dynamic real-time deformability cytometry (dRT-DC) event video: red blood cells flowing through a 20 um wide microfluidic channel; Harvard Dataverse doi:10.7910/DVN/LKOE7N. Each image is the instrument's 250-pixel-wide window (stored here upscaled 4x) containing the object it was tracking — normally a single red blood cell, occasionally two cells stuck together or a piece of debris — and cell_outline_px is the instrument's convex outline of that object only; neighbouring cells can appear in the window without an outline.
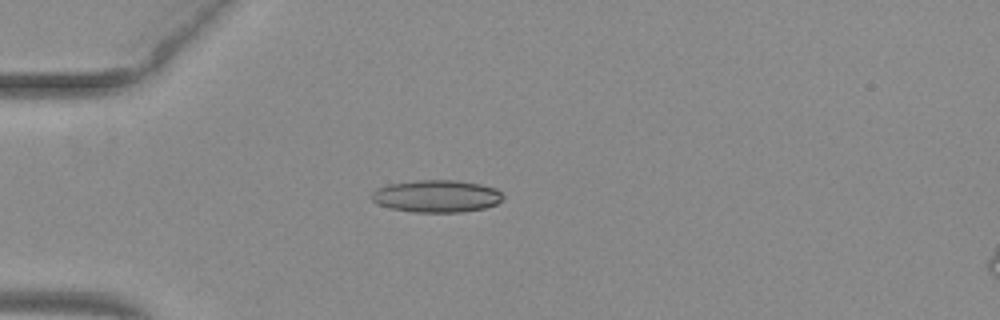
{"species": "common noctule bat (a hibernating species)", "species_latin": "Nyctalus noctula", "temperature_condition": "warm", "stored_images_in_passage": 54, "camera_frame_rate_fps": 3000, "um_per_image_px": 0.085, "animal": {"sex": "female", "body_mass_g": 29.2, "forearm_length_mm": 56.3}, "frame": {"image": 1, "passage_image": 16, "time_ms": 5.0, "image_size_px": [1000, 320], "cell_outline_px": [[504, 200], [496, 204], [484, 208], [464, 212], [416, 212], [392, 208], [376, 204], [368, 196], [376, 188], [388, 184], [416, 180], [460, 180], [480, 184], [496, 188], [504, 196]], "centroid_in_image_um": [37.1, 16.66], "position_along_channel_um": 47.9, "area_um2": 25.03}}
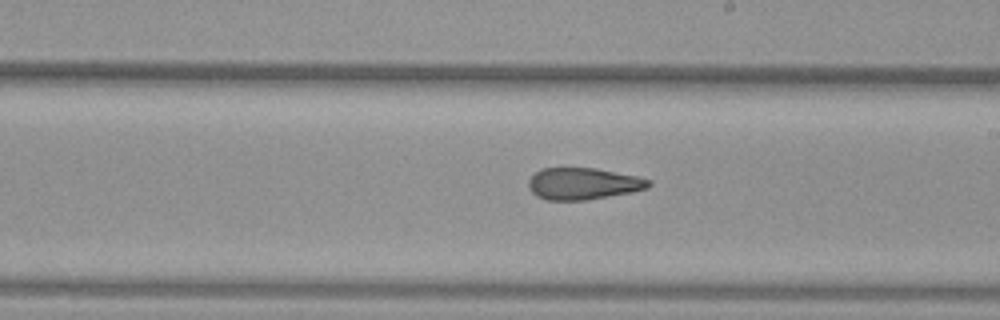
{"frame": {"image": 2, "passage_image": 32, "time_ms": 10.333, "image_size_px": [1000, 320], "cell_outline_px": [[652, 184], [648, 188], [632, 192], [584, 200], [548, 200], [536, 196], [528, 188], [528, 180], [540, 168], [596, 168], [636, 176], [652, 180]], "centroid_in_image_um": [49.56, 15.61], "position_along_channel_um": 239.4, "area_um2": 22.25}}
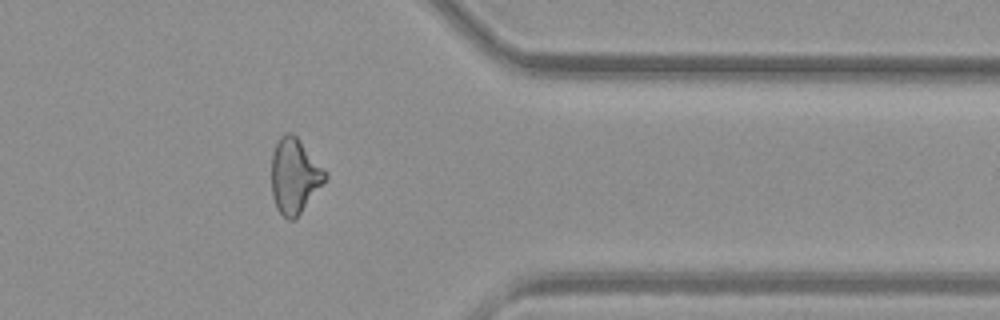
{"frame": {"image": 3, "passage_image": 44, "time_ms": 14.333, "image_size_px": [1000, 320], "cell_outline_px": [[328, 176], [296, 220], [288, 220], [276, 208], [272, 196], [272, 152], [280, 136], [284, 132], [292, 132], [300, 140], [328, 172]], "centroid_in_image_um": [25.04, 14.95], "position_along_channel_um": 386.4, "area_um2": 23.64}, "authors_computed_cell_mechanics": {"area_um2": 23.7269, "velocity_mm_per_s": 3.9737, "shape_relaxation_time_tau1_ms": null, "shape_relaxation_time_tau2_ms": 2.3475, "deformation_change_tau1": null, "deformation_change_tau2": 0.1099}}